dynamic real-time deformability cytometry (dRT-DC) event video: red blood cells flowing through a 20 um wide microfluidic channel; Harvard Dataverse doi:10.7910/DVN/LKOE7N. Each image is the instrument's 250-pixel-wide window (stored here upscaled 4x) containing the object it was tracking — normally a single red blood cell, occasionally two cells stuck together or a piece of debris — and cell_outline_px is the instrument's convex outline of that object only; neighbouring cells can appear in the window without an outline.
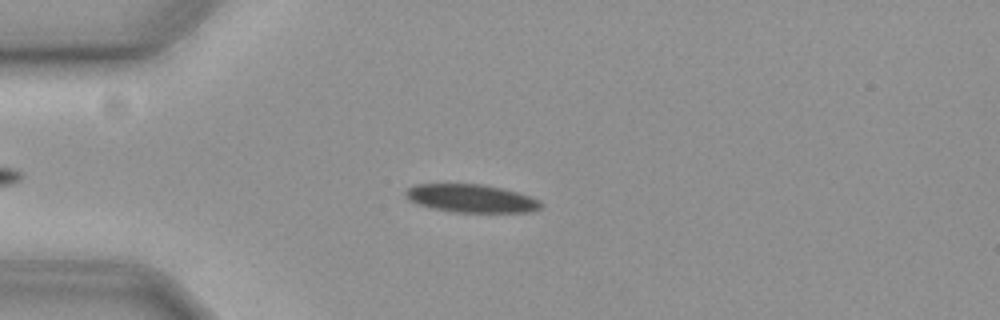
{"species": "common noctule bat (a hibernating species)", "species_latin": "Nyctalus noctula", "temperature_condition": "cold", "stored_images_in_passage": 14, "camera_frame_rate_fps": 3000, "um_per_image_px": 0.085, "animal": {"sex": "female", "body_mass_g": 19.3, "forearm_length_mm": 54.1}, "frame": {"image": 1, "passage_image": 11, "time_ms": 3.333, "image_size_px": [1000, 320], "cell_outline_px": [[544, 204], [540, 208], [528, 212], [456, 212], [432, 208], [408, 200], [404, 196], [404, 192], [408, 188], [416, 184], [484, 184], [504, 188], [532, 196], [540, 200]], "centroid_in_image_um": [40.08, 16.85], "position_along_channel_um": 44.9, "area_um2": 22.31}}